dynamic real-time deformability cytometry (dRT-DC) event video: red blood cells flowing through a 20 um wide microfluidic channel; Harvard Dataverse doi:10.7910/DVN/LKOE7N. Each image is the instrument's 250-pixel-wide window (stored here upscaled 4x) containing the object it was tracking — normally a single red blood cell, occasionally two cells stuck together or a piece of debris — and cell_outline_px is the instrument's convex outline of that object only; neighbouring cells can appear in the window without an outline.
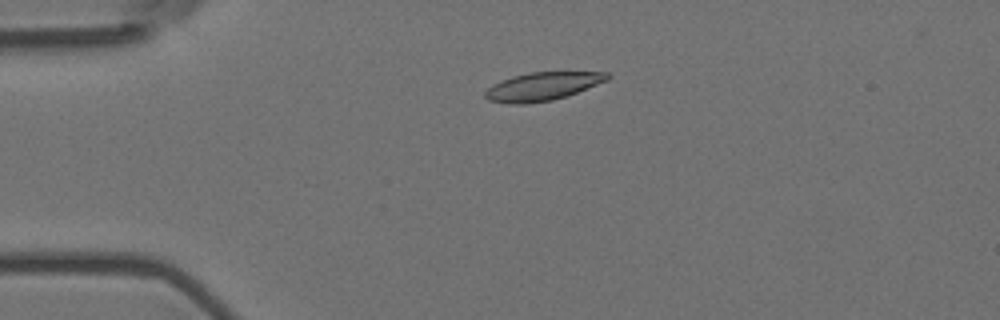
{"species": "Egyptian fruit bat (a non-hibernating species)", "species_latin": "Rousettus aegyptiacus", "temperature_condition": "room temperature", "stored_images_in_passage": 5, "camera_frame_rate_fps": 3000, "um_per_image_px": 0.085, "animal": {"sex": "female"}, "frame": {"image": 1, "passage_image": 4, "time_ms": 1.0, "image_size_px": [1000, 320], "cell_outline_px": [[612, 76], [608, 80], [576, 92], [552, 100], [524, 104], [508, 104], [488, 100], [484, 96], [484, 92], [492, 84], [512, 76], [528, 72], [608, 72]], "centroid_in_image_um": [46.07, 7.34], "position_along_channel_um": 38.9, "area_um2": 20.06}}